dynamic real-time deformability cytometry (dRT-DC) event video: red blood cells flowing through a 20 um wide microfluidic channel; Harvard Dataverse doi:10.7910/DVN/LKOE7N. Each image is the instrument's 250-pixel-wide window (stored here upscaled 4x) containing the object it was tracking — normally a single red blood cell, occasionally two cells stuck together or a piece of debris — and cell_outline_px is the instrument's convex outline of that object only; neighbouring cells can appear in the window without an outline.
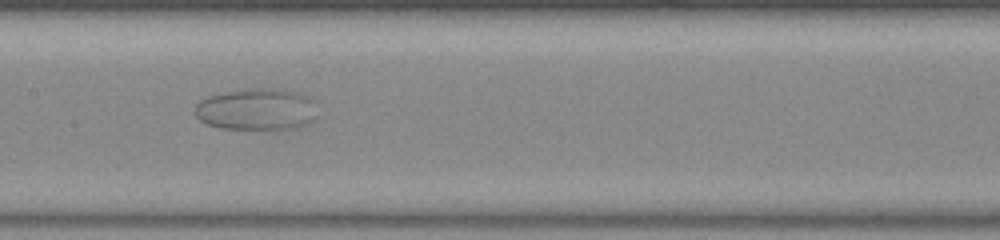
{"species": "common noctule bat (a hibernating species)", "species_latin": "Nyctalus noctula", "temperature_condition": "warm", "stored_images_in_passage": 45, "camera_frame_rate_fps": 3000, "um_per_image_px": 0.085, "animal": {"sex": "female", "body_mass_g": 23.0, "forearm_length_mm": 53.4}, "frame": {"image": 1, "passage_image": 18, "time_ms": 5.667, "image_size_px": [1000, 240], "cell_outline_px": [[320, 116], [316, 120], [308, 124], [296, 128], [264, 132], [220, 128], [208, 124], [200, 120], [196, 116], [196, 104], [200, 100], [208, 96], [224, 92], [248, 88], [280, 88], [300, 92], [316, 100]], "centroid_in_image_um": [21.94, 9.33], "position_along_channel_um": 185.5, "area_um2": 31.5}}
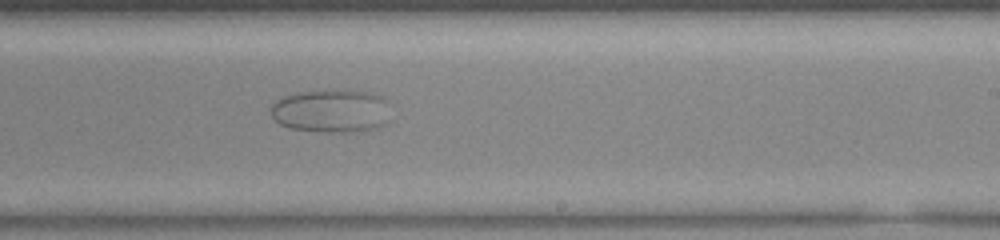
{"frame": {"image": 2, "passage_image": 24, "time_ms": 7.667, "image_size_px": [1000, 240], "cell_outline_px": [[388, 100], [384, 124], [376, 128], [364, 132], [328, 132], [288, 128], [280, 124], [272, 116], [272, 104], [276, 100], [284, 96], [296, 92], [344, 88], [372, 92]], "centroid_in_image_um": [28.15, 9.4], "position_along_channel_um": 260.8, "area_um2": 30.63}}